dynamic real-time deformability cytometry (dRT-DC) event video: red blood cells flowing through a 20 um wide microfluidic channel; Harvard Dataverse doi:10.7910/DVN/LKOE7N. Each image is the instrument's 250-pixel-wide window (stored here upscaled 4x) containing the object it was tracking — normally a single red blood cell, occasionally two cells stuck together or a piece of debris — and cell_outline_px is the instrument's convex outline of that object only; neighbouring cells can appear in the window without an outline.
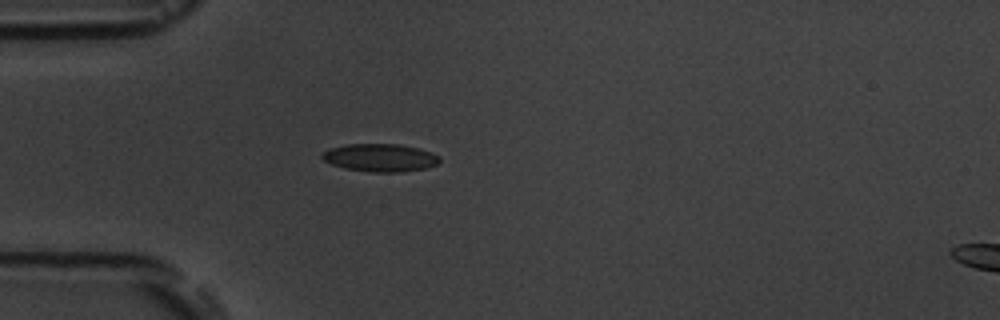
{"species": "common noctule bat (a hibernating species)", "species_latin": "Nyctalus noctula", "temperature_condition": "room temperature", "stored_images_in_passage": 2, "camera_frame_rate_fps": 3000, "um_per_image_px": 0.085, "animal": {"sex": "male", "body_mass_g": 19.5, "forearm_length_mm": 54.6}, "frame": {"image": 1, "passage_image": 1, "time_ms": 0.0, "image_size_px": [1000, 320], "cell_outline_px": [[440, 160], [436, 164], [424, 168], [400, 172], [368, 172], [344, 168], [332, 164], [324, 160], [320, 156], [324, 152], [332, 148], [348, 144], [400, 144], [420, 148], [440, 156]], "centroid_in_image_um": [32.32, 13.4], "position_along_channel_um": 52.7, "area_um2": 18.96}}